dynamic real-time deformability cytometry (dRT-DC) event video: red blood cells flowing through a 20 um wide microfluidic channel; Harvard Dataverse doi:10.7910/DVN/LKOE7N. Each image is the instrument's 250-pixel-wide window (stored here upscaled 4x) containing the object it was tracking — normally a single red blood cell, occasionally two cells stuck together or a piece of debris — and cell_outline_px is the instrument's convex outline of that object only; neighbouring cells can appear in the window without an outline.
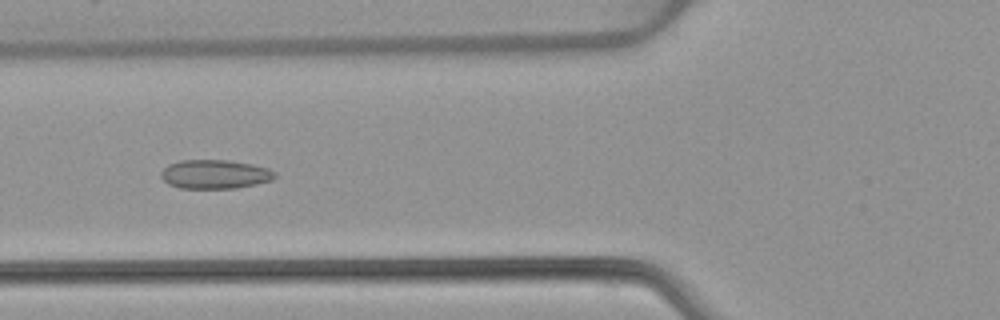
{"species": "common noctule bat (a hibernating species)", "species_latin": "Nyctalus noctula", "temperature_condition": "warm", "stored_images_in_passage": 52, "camera_frame_rate_fps": 3000, "um_per_image_px": 0.085, "animal": {"sex": "female", "body_mass_g": 22.7, "forearm_length_mm": 54.2}, "frame": {"image": 1, "passage_image": 20, "time_ms": 6.333, "image_size_px": [1000, 320], "cell_outline_px": [[276, 176], [272, 180], [256, 184], [236, 188], [180, 188], [168, 184], [160, 176], [160, 172], [168, 164], [180, 160], [228, 160], [252, 164], [268, 168], [276, 172]], "centroid_in_image_um": [18.26, 14.8], "position_along_channel_um": 107.5, "area_um2": 19.31}}
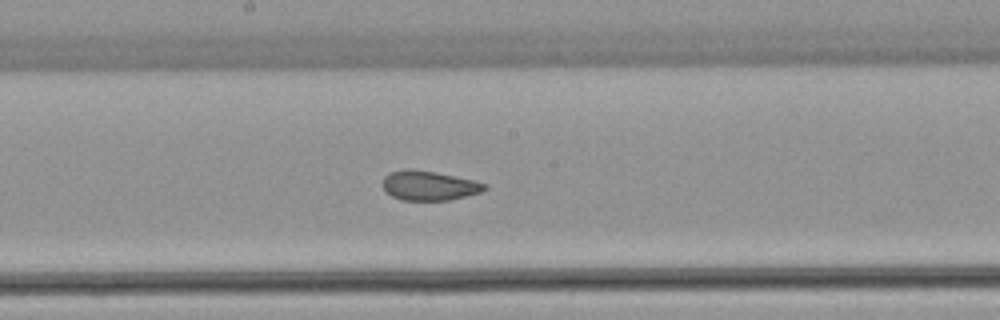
{"frame": {"image": 2, "passage_image": 28, "time_ms": 9.0, "image_size_px": [1000, 320], "cell_outline_px": [[488, 188], [480, 192], [448, 200], [400, 200], [392, 196], [380, 184], [384, 176], [388, 172], [404, 168], [412, 168], [436, 172], [472, 180], [488, 184]], "centroid_in_image_um": [36.41, 15.75], "position_along_channel_um": 211.8, "area_um2": 17.69}}
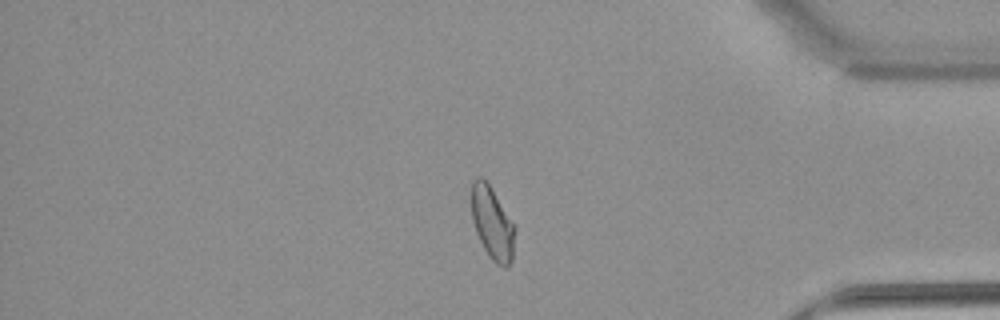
{"frame": {"image": 3, "passage_image": 44, "time_ms": 14.333, "image_size_px": [1000, 320], "cell_outline_px": [[516, 228], [512, 260], [508, 268], [504, 268], [496, 264], [488, 256], [476, 232], [472, 220], [472, 180], [476, 176], [480, 176], [488, 184], [516, 224]], "centroid_in_image_um": [41.88, 19.01], "position_along_channel_um": 393.3, "area_um2": 18.61}, "authors_computed_cell_mechanics": {"area_um2": 19.3341, "velocity_mm_per_s": 3.904, "shape_relaxation_time_tau1_ms": null, "shape_relaxation_time_tau2_ms": 1.1623, "deformation_change_tau1": null, "deformation_change_tau2": 0.0537}}